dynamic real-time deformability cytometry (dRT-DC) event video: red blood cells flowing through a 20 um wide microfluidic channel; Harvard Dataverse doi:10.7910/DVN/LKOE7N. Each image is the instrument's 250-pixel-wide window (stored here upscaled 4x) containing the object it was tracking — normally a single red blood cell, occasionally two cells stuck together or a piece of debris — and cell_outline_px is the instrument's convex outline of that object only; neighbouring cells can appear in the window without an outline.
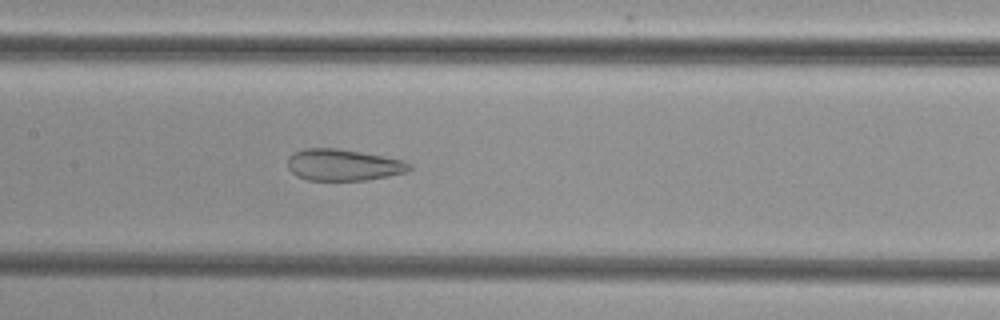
{"species": "common noctule bat (a hibernating species)", "species_latin": "Nyctalus noctula", "temperature_condition": "cold", "stored_images_in_passage": 46, "camera_frame_rate_fps": 3000, "um_per_image_px": 0.085, "animal": {"sex": "female", "body_mass_g": 29.2, "forearm_length_mm": 56.3}, "frame": {"image": 1, "passage_image": 20, "time_ms": 6.333, "image_size_px": [1000, 320], "cell_outline_px": [[412, 168], [408, 172], [388, 176], [364, 180], [308, 180], [296, 176], [288, 168], [288, 156], [292, 152], [304, 148], [340, 148], [384, 156], [404, 160], [412, 164]], "centroid_in_image_um": [29.18, 14.01], "position_along_channel_um": 178.2, "area_um2": 22.66}}
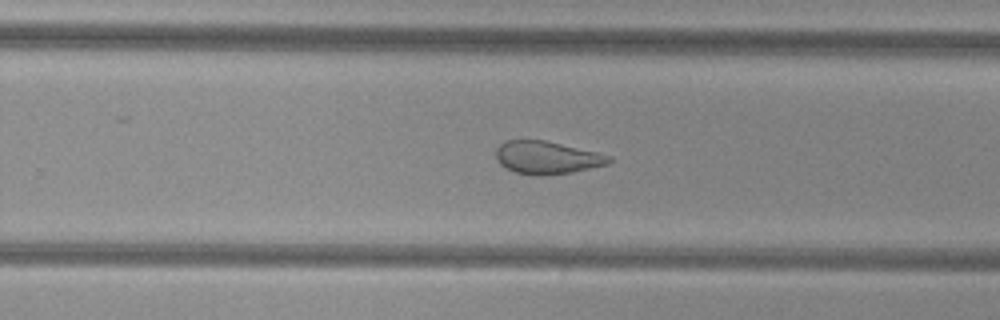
{"frame": {"image": 2, "passage_image": 28, "time_ms": 9.0, "image_size_px": [1000, 320], "cell_outline_px": [[612, 160], [608, 164], [572, 172], [540, 176], [536, 176], [512, 172], [500, 164], [496, 160], [496, 148], [500, 144], [508, 140], [544, 140], [596, 152], [612, 156]], "centroid_in_image_um": [46.46, 13.4], "position_along_channel_um": 283.3, "area_um2": 21.62}}
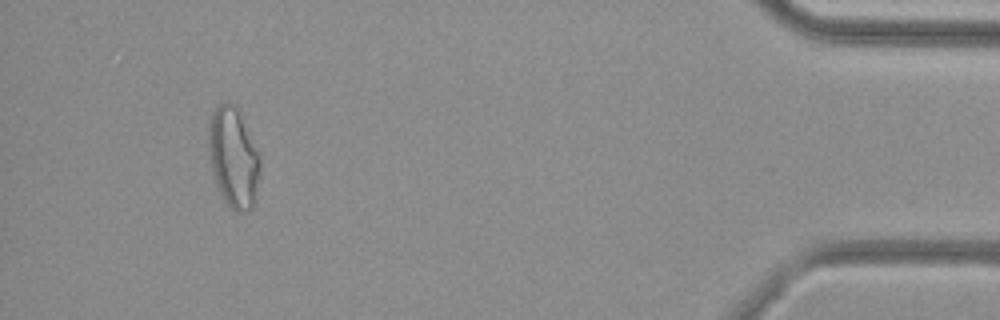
{"frame": {"image": 3, "passage_image": 43, "time_ms": 14.0, "image_size_px": [1000, 320], "cell_outline_px": [[260, 176], [252, 208], [248, 212], [236, 212], [228, 208], [212, 176], [208, 152], [208, 128], [212, 112], [224, 100], [232, 104], [236, 108], [260, 152]], "centroid_in_image_um": [19.83, 13.44], "position_along_channel_um": 415.4, "area_um2": 30.46}}